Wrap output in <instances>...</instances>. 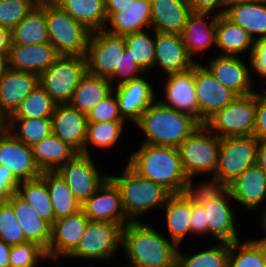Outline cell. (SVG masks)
I'll return each instance as SVG.
<instances>
[{
    "label": "cell",
    "instance_id": "6da1fadb",
    "mask_svg": "<svg viewBox=\"0 0 266 267\" xmlns=\"http://www.w3.org/2000/svg\"><path fill=\"white\" fill-rule=\"evenodd\" d=\"M148 222H129L122 230V252L131 267H176L178 246Z\"/></svg>",
    "mask_w": 266,
    "mask_h": 267
},
{
    "label": "cell",
    "instance_id": "7a4b0ae2",
    "mask_svg": "<svg viewBox=\"0 0 266 267\" xmlns=\"http://www.w3.org/2000/svg\"><path fill=\"white\" fill-rule=\"evenodd\" d=\"M127 164L140 176L162 185L171 194L182 193L187 176L178 149L172 146L139 144Z\"/></svg>",
    "mask_w": 266,
    "mask_h": 267
},
{
    "label": "cell",
    "instance_id": "3957f363",
    "mask_svg": "<svg viewBox=\"0 0 266 267\" xmlns=\"http://www.w3.org/2000/svg\"><path fill=\"white\" fill-rule=\"evenodd\" d=\"M201 124L192 116L156 100L134 124L143 133L140 144L178 147Z\"/></svg>",
    "mask_w": 266,
    "mask_h": 267
},
{
    "label": "cell",
    "instance_id": "277c9868",
    "mask_svg": "<svg viewBox=\"0 0 266 267\" xmlns=\"http://www.w3.org/2000/svg\"><path fill=\"white\" fill-rule=\"evenodd\" d=\"M118 175L109 174L121 192L122 206L130 222H140L144 214L162 210L171 193L162 185L137 174L127 163ZM141 216V217H140Z\"/></svg>",
    "mask_w": 266,
    "mask_h": 267
},
{
    "label": "cell",
    "instance_id": "5b68a950",
    "mask_svg": "<svg viewBox=\"0 0 266 267\" xmlns=\"http://www.w3.org/2000/svg\"><path fill=\"white\" fill-rule=\"evenodd\" d=\"M49 42L60 55L85 57L91 31L53 0H45Z\"/></svg>",
    "mask_w": 266,
    "mask_h": 267
},
{
    "label": "cell",
    "instance_id": "8992f818",
    "mask_svg": "<svg viewBox=\"0 0 266 267\" xmlns=\"http://www.w3.org/2000/svg\"><path fill=\"white\" fill-rule=\"evenodd\" d=\"M220 144L221 138L201 124L177 147L187 178L214 175Z\"/></svg>",
    "mask_w": 266,
    "mask_h": 267
},
{
    "label": "cell",
    "instance_id": "52a82bcc",
    "mask_svg": "<svg viewBox=\"0 0 266 267\" xmlns=\"http://www.w3.org/2000/svg\"><path fill=\"white\" fill-rule=\"evenodd\" d=\"M122 230L117 223L89 221L78 246L67 258L110 261L122 249Z\"/></svg>",
    "mask_w": 266,
    "mask_h": 267
},
{
    "label": "cell",
    "instance_id": "ba28073f",
    "mask_svg": "<svg viewBox=\"0 0 266 267\" xmlns=\"http://www.w3.org/2000/svg\"><path fill=\"white\" fill-rule=\"evenodd\" d=\"M256 118V91L238 96L205 121V126L221 139L253 135Z\"/></svg>",
    "mask_w": 266,
    "mask_h": 267
},
{
    "label": "cell",
    "instance_id": "9c48e42d",
    "mask_svg": "<svg viewBox=\"0 0 266 267\" xmlns=\"http://www.w3.org/2000/svg\"><path fill=\"white\" fill-rule=\"evenodd\" d=\"M86 59L83 56L61 55L46 71L39 75V85L56 104L68 103L86 74Z\"/></svg>",
    "mask_w": 266,
    "mask_h": 267
},
{
    "label": "cell",
    "instance_id": "30bf717a",
    "mask_svg": "<svg viewBox=\"0 0 266 267\" xmlns=\"http://www.w3.org/2000/svg\"><path fill=\"white\" fill-rule=\"evenodd\" d=\"M257 146L258 140L253 135L222 138L214 176L230 184L256 164Z\"/></svg>",
    "mask_w": 266,
    "mask_h": 267
},
{
    "label": "cell",
    "instance_id": "8fae6325",
    "mask_svg": "<svg viewBox=\"0 0 266 267\" xmlns=\"http://www.w3.org/2000/svg\"><path fill=\"white\" fill-rule=\"evenodd\" d=\"M125 47L124 36L93 31L85 55L87 73L109 79L119 67Z\"/></svg>",
    "mask_w": 266,
    "mask_h": 267
},
{
    "label": "cell",
    "instance_id": "7c38bea8",
    "mask_svg": "<svg viewBox=\"0 0 266 267\" xmlns=\"http://www.w3.org/2000/svg\"><path fill=\"white\" fill-rule=\"evenodd\" d=\"M93 155L78 153L56 172L67 183L75 198L83 204L109 176L102 172Z\"/></svg>",
    "mask_w": 266,
    "mask_h": 267
},
{
    "label": "cell",
    "instance_id": "4fadbf2b",
    "mask_svg": "<svg viewBox=\"0 0 266 267\" xmlns=\"http://www.w3.org/2000/svg\"><path fill=\"white\" fill-rule=\"evenodd\" d=\"M194 82L200 124H205L215 112L225 108L238 97L235 92L221 84L202 62L194 65Z\"/></svg>",
    "mask_w": 266,
    "mask_h": 267
},
{
    "label": "cell",
    "instance_id": "5bb4252c",
    "mask_svg": "<svg viewBox=\"0 0 266 267\" xmlns=\"http://www.w3.org/2000/svg\"><path fill=\"white\" fill-rule=\"evenodd\" d=\"M81 209L90 221L117 223L122 227L130 222L123 210L120 189L109 176L81 204Z\"/></svg>",
    "mask_w": 266,
    "mask_h": 267
},
{
    "label": "cell",
    "instance_id": "9a60e30c",
    "mask_svg": "<svg viewBox=\"0 0 266 267\" xmlns=\"http://www.w3.org/2000/svg\"><path fill=\"white\" fill-rule=\"evenodd\" d=\"M244 60L238 56L216 55L211 57L205 66L221 84L238 96H245L254 93L256 89L251 59L249 58L248 63Z\"/></svg>",
    "mask_w": 266,
    "mask_h": 267
},
{
    "label": "cell",
    "instance_id": "2e32d148",
    "mask_svg": "<svg viewBox=\"0 0 266 267\" xmlns=\"http://www.w3.org/2000/svg\"><path fill=\"white\" fill-rule=\"evenodd\" d=\"M152 83L145 74L113 88L120 115L126 122L128 120L134 125L142 113L157 100V92Z\"/></svg>",
    "mask_w": 266,
    "mask_h": 267
},
{
    "label": "cell",
    "instance_id": "e0dca14e",
    "mask_svg": "<svg viewBox=\"0 0 266 267\" xmlns=\"http://www.w3.org/2000/svg\"><path fill=\"white\" fill-rule=\"evenodd\" d=\"M89 221L82 209L55 220L51 227V241L45 251L47 260L59 264L62 257L67 258L78 246Z\"/></svg>",
    "mask_w": 266,
    "mask_h": 267
},
{
    "label": "cell",
    "instance_id": "ac0fdd59",
    "mask_svg": "<svg viewBox=\"0 0 266 267\" xmlns=\"http://www.w3.org/2000/svg\"><path fill=\"white\" fill-rule=\"evenodd\" d=\"M161 79L164 81V85L162 84L164 97L157 98V100L165 106L192 116L199 122L194 66L187 71L169 74Z\"/></svg>",
    "mask_w": 266,
    "mask_h": 267
},
{
    "label": "cell",
    "instance_id": "d6986e66",
    "mask_svg": "<svg viewBox=\"0 0 266 267\" xmlns=\"http://www.w3.org/2000/svg\"><path fill=\"white\" fill-rule=\"evenodd\" d=\"M156 67L166 75L187 71L197 63L187 52L181 34L154 31Z\"/></svg>",
    "mask_w": 266,
    "mask_h": 267
},
{
    "label": "cell",
    "instance_id": "ffe728a7",
    "mask_svg": "<svg viewBox=\"0 0 266 267\" xmlns=\"http://www.w3.org/2000/svg\"><path fill=\"white\" fill-rule=\"evenodd\" d=\"M0 165L11 170L20 182L36 179L42 174L34 160L32 147L17 140L8 131L0 136Z\"/></svg>",
    "mask_w": 266,
    "mask_h": 267
},
{
    "label": "cell",
    "instance_id": "44dd1931",
    "mask_svg": "<svg viewBox=\"0 0 266 267\" xmlns=\"http://www.w3.org/2000/svg\"><path fill=\"white\" fill-rule=\"evenodd\" d=\"M232 200L230 191H228L224 196L203 205L206 223H208V235L213 240L216 239V242L232 243L240 240V234L236 228L238 226L235 224L239 215L232 208Z\"/></svg>",
    "mask_w": 266,
    "mask_h": 267
},
{
    "label": "cell",
    "instance_id": "7402d4cb",
    "mask_svg": "<svg viewBox=\"0 0 266 267\" xmlns=\"http://www.w3.org/2000/svg\"><path fill=\"white\" fill-rule=\"evenodd\" d=\"M87 117L68 103L56 104L51 116L52 133L84 154Z\"/></svg>",
    "mask_w": 266,
    "mask_h": 267
},
{
    "label": "cell",
    "instance_id": "603a6c76",
    "mask_svg": "<svg viewBox=\"0 0 266 267\" xmlns=\"http://www.w3.org/2000/svg\"><path fill=\"white\" fill-rule=\"evenodd\" d=\"M60 56L50 42L35 45L11 44L8 68L40 75Z\"/></svg>",
    "mask_w": 266,
    "mask_h": 267
},
{
    "label": "cell",
    "instance_id": "cb8c5ba5",
    "mask_svg": "<svg viewBox=\"0 0 266 267\" xmlns=\"http://www.w3.org/2000/svg\"><path fill=\"white\" fill-rule=\"evenodd\" d=\"M217 18L218 16L211 13L191 12L189 14L181 37L192 58L205 54L210 47L216 48Z\"/></svg>",
    "mask_w": 266,
    "mask_h": 267
},
{
    "label": "cell",
    "instance_id": "d4e9b609",
    "mask_svg": "<svg viewBox=\"0 0 266 267\" xmlns=\"http://www.w3.org/2000/svg\"><path fill=\"white\" fill-rule=\"evenodd\" d=\"M39 84V75L8 68L0 75V112L8 119Z\"/></svg>",
    "mask_w": 266,
    "mask_h": 267
},
{
    "label": "cell",
    "instance_id": "484cf974",
    "mask_svg": "<svg viewBox=\"0 0 266 267\" xmlns=\"http://www.w3.org/2000/svg\"><path fill=\"white\" fill-rule=\"evenodd\" d=\"M229 191L233 202L255 213L266 202V175L254 164L229 184Z\"/></svg>",
    "mask_w": 266,
    "mask_h": 267
},
{
    "label": "cell",
    "instance_id": "4316f807",
    "mask_svg": "<svg viewBox=\"0 0 266 267\" xmlns=\"http://www.w3.org/2000/svg\"><path fill=\"white\" fill-rule=\"evenodd\" d=\"M106 13L104 30L110 34L126 36L151 29V0H135L125 11Z\"/></svg>",
    "mask_w": 266,
    "mask_h": 267
},
{
    "label": "cell",
    "instance_id": "83f0119b",
    "mask_svg": "<svg viewBox=\"0 0 266 267\" xmlns=\"http://www.w3.org/2000/svg\"><path fill=\"white\" fill-rule=\"evenodd\" d=\"M224 16L243 28L254 41L266 39V0L228 3Z\"/></svg>",
    "mask_w": 266,
    "mask_h": 267
},
{
    "label": "cell",
    "instance_id": "f1b7e54d",
    "mask_svg": "<svg viewBox=\"0 0 266 267\" xmlns=\"http://www.w3.org/2000/svg\"><path fill=\"white\" fill-rule=\"evenodd\" d=\"M190 13L188 0H151V29L181 34Z\"/></svg>",
    "mask_w": 266,
    "mask_h": 267
},
{
    "label": "cell",
    "instance_id": "f546056e",
    "mask_svg": "<svg viewBox=\"0 0 266 267\" xmlns=\"http://www.w3.org/2000/svg\"><path fill=\"white\" fill-rule=\"evenodd\" d=\"M6 202L13 208L25 239L37 243L46 251L51 241L52 226L40 218L29 203L17 193H13Z\"/></svg>",
    "mask_w": 266,
    "mask_h": 267
},
{
    "label": "cell",
    "instance_id": "4dcf8cb0",
    "mask_svg": "<svg viewBox=\"0 0 266 267\" xmlns=\"http://www.w3.org/2000/svg\"><path fill=\"white\" fill-rule=\"evenodd\" d=\"M254 40L240 26L232 23L224 15H219L216 23V48L221 56H238L253 52ZM248 51V52H247Z\"/></svg>",
    "mask_w": 266,
    "mask_h": 267
},
{
    "label": "cell",
    "instance_id": "1f68e13d",
    "mask_svg": "<svg viewBox=\"0 0 266 267\" xmlns=\"http://www.w3.org/2000/svg\"><path fill=\"white\" fill-rule=\"evenodd\" d=\"M166 228L165 235L177 246L191 234V202L182 194H171L163 206Z\"/></svg>",
    "mask_w": 266,
    "mask_h": 267
},
{
    "label": "cell",
    "instance_id": "d6a6232c",
    "mask_svg": "<svg viewBox=\"0 0 266 267\" xmlns=\"http://www.w3.org/2000/svg\"><path fill=\"white\" fill-rule=\"evenodd\" d=\"M113 90L108 78L93 76L86 72L74 90L68 104L86 116Z\"/></svg>",
    "mask_w": 266,
    "mask_h": 267
},
{
    "label": "cell",
    "instance_id": "836d02e7",
    "mask_svg": "<svg viewBox=\"0 0 266 267\" xmlns=\"http://www.w3.org/2000/svg\"><path fill=\"white\" fill-rule=\"evenodd\" d=\"M32 152L34 160L42 172L56 171L78 154L74 148L53 133L32 146Z\"/></svg>",
    "mask_w": 266,
    "mask_h": 267
},
{
    "label": "cell",
    "instance_id": "e575fe53",
    "mask_svg": "<svg viewBox=\"0 0 266 267\" xmlns=\"http://www.w3.org/2000/svg\"><path fill=\"white\" fill-rule=\"evenodd\" d=\"M12 43L35 45L49 42L45 19V0L39 3L12 30Z\"/></svg>",
    "mask_w": 266,
    "mask_h": 267
},
{
    "label": "cell",
    "instance_id": "d590c367",
    "mask_svg": "<svg viewBox=\"0 0 266 267\" xmlns=\"http://www.w3.org/2000/svg\"><path fill=\"white\" fill-rule=\"evenodd\" d=\"M91 32L104 30L107 13L104 0H53Z\"/></svg>",
    "mask_w": 266,
    "mask_h": 267
},
{
    "label": "cell",
    "instance_id": "8d00e7d4",
    "mask_svg": "<svg viewBox=\"0 0 266 267\" xmlns=\"http://www.w3.org/2000/svg\"><path fill=\"white\" fill-rule=\"evenodd\" d=\"M40 177L45 181L49 190L55 220L81 210V203L56 171H43Z\"/></svg>",
    "mask_w": 266,
    "mask_h": 267
},
{
    "label": "cell",
    "instance_id": "74e56055",
    "mask_svg": "<svg viewBox=\"0 0 266 267\" xmlns=\"http://www.w3.org/2000/svg\"><path fill=\"white\" fill-rule=\"evenodd\" d=\"M125 125H127L126 121L87 123L84 154L91 155L92 146L98 151L102 150V153L103 150L105 152V150L119 146L118 142H121V137L125 135L124 130L128 128Z\"/></svg>",
    "mask_w": 266,
    "mask_h": 267
},
{
    "label": "cell",
    "instance_id": "f35d334b",
    "mask_svg": "<svg viewBox=\"0 0 266 267\" xmlns=\"http://www.w3.org/2000/svg\"><path fill=\"white\" fill-rule=\"evenodd\" d=\"M16 193L29 203L40 218L51 226L54 224L55 215L50 193L41 177L20 182Z\"/></svg>",
    "mask_w": 266,
    "mask_h": 267
},
{
    "label": "cell",
    "instance_id": "ab89813d",
    "mask_svg": "<svg viewBox=\"0 0 266 267\" xmlns=\"http://www.w3.org/2000/svg\"><path fill=\"white\" fill-rule=\"evenodd\" d=\"M177 249L176 267H227L229 256V243L216 242V244L189 255ZM201 251V252H200Z\"/></svg>",
    "mask_w": 266,
    "mask_h": 267
},
{
    "label": "cell",
    "instance_id": "60d3db41",
    "mask_svg": "<svg viewBox=\"0 0 266 267\" xmlns=\"http://www.w3.org/2000/svg\"><path fill=\"white\" fill-rule=\"evenodd\" d=\"M7 131L32 147L52 134L51 118H8Z\"/></svg>",
    "mask_w": 266,
    "mask_h": 267
},
{
    "label": "cell",
    "instance_id": "b9f144b4",
    "mask_svg": "<svg viewBox=\"0 0 266 267\" xmlns=\"http://www.w3.org/2000/svg\"><path fill=\"white\" fill-rule=\"evenodd\" d=\"M227 267H266V246L256 238L229 243Z\"/></svg>",
    "mask_w": 266,
    "mask_h": 267
},
{
    "label": "cell",
    "instance_id": "7bdbcfd3",
    "mask_svg": "<svg viewBox=\"0 0 266 267\" xmlns=\"http://www.w3.org/2000/svg\"><path fill=\"white\" fill-rule=\"evenodd\" d=\"M205 178L203 182L197 181L196 176L187 178L184 183L182 194L192 203L204 205L212 200L224 196L229 191V184L214 175ZM195 179V181L193 180ZM209 180V181H208ZM194 183H197L194 185Z\"/></svg>",
    "mask_w": 266,
    "mask_h": 267
},
{
    "label": "cell",
    "instance_id": "ee69618b",
    "mask_svg": "<svg viewBox=\"0 0 266 267\" xmlns=\"http://www.w3.org/2000/svg\"><path fill=\"white\" fill-rule=\"evenodd\" d=\"M124 41L126 48L130 50V55L133 59H136V62L146 74L152 69L154 70L155 44L153 29L126 35L124 36Z\"/></svg>",
    "mask_w": 266,
    "mask_h": 267
},
{
    "label": "cell",
    "instance_id": "f6af8a7d",
    "mask_svg": "<svg viewBox=\"0 0 266 267\" xmlns=\"http://www.w3.org/2000/svg\"><path fill=\"white\" fill-rule=\"evenodd\" d=\"M56 103L38 84L9 118H51Z\"/></svg>",
    "mask_w": 266,
    "mask_h": 267
},
{
    "label": "cell",
    "instance_id": "bcb514c9",
    "mask_svg": "<svg viewBox=\"0 0 266 267\" xmlns=\"http://www.w3.org/2000/svg\"><path fill=\"white\" fill-rule=\"evenodd\" d=\"M47 261L45 250L35 242L11 246L9 267H39L41 261ZM41 260V261H40Z\"/></svg>",
    "mask_w": 266,
    "mask_h": 267
},
{
    "label": "cell",
    "instance_id": "7dc6e473",
    "mask_svg": "<svg viewBox=\"0 0 266 267\" xmlns=\"http://www.w3.org/2000/svg\"><path fill=\"white\" fill-rule=\"evenodd\" d=\"M0 239L11 246L28 242L13 208L6 201H0Z\"/></svg>",
    "mask_w": 266,
    "mask_h": 267
},
{
    "label": "cell",
    "instance_id": "c3c4849f",
    "mask_svg": "<svg viewBox=\"0 0 266 267\" xmlns=\"http://www.w3.org/2000/svg\"><path fill=\"white\" fill-rule=\"evenodd\" d=\"M40 0H0V26L12 30Z\"/></svg>",
    "mask_w": 266,
    "mask_h": 267
},
{
    "label": "cell",
    "instance_id": "681fc988",
    "mask_svg": "<svg viewBox=\"0 0 266 267\" xmlns=\"http://www.w3.org/2000/svg\"><path fill=\"white\" fill-rule=\"evenodd\" d=\"M146 72L138 65L136 59L130 55V50L125 47L121 56L119 67H116L114 74L109 78L112 87H116L132 79L143 76ZM142 74V75H140ZM115 83V84H114Z\"/></svg>",
    "mask_w": 266,
    "mask_h": 267
},
{
    "label": "cell",
    "instance_id": "f907efd6",
    "mask_svg": "<svg viewBox=\"0 0 266 267\" xmlns=\"http://www.w3.org/2000/svg\"><path fill=\"white\" fill-rule=\"evenodd\" d=\"M86 117L88 123L125 121L120 115L118 101L113 91L94 106Z\"/></svg>",
    "mask_w": 266,
    "mask_h": 267
},
{
    "label": "cell",
    "instance_id": "816d5d0a",
    "mask_svg": "<svg viewBox=\"0 0 266 267\" xmlns=\"http://www.w3.org/2000/svg\"><path fill=\"white\" fill-rule=\"evenodd\" d=\"M256 89V118L253 136L257 140L266 139V89Z\"/></svg>",
    "mask_w": 266,
    "mask_h": 267
},
{
    "label": "cell",
    "instance_id": "f5cc1de1",
    "mask_svg": "<svg viewBox=\"0 0 266 267\" xmlns=\"http://www.w3.org/2000/svg\"><path fill=\"white\" fill-rule=\"evenodd\" d=\"M252 75L256 73L260 81L266 79V39H259L254 41L253 52L250 57ZM266 84V80L264 82Z\"/></svg>",
    "mask_w": 266,
    "mask_h": 267
},
{
    "label": "cell",
    "instance_id": "db71d44e",
    "mask_svg": "<svg viewBox=\"0 0 266 267\" xmlns=\"http://www.w3.org/2000/svg\"><path fill=\"white\" fill-rule=\"evenodd\" d=\"M191 12L224 15L227 0H188Z\"/></svg>",
    "mask_w": 266,
    "mask_h": 267
},
{
    "label": "cell",
    "instance_id": "11a10c76",
    "mask_svg": "<svg viewBox=\"0 0 266 267\" xmlns=\"http://www.w3.org/2000/svg\"><path fill=\"white\" fill-rule=\"evenodd\" d=\"M191 235H208V223H206L205 209L203 205L191 202Z\"/></svg>",
    "mask_w": 266,
    "mask_h": 267
},
{
    "label": "cell",
    "instance_id": "9f6ffc18",
    "mask_svg": "<svg viewBox=\"0 0 266 267\" xmlns=\"http://www.w3.org/2000/svg\"><path fill=\"white\" fill-rule=\"evenodd\" d=\"M20 181L13 175L12 171L0 165V201H7L16 193Z\"/></svg>",
    "mask_w": 266,
    "mask_h": 267
},
{
    "label": "cell",
    "instance_id": "6f0895ef",
    "mask_svg": "<svg viewBox=\"0 0 266 267\" xmlns=\"http://www.w3.org/2000/svg\"><path fill=\"white\" fill-rule=\"evenodd\" d=\"M12 43L11 30L0 26V56H8Z\"/></svg>",
    "mask_w": 266,
    "mask_h": 267
},
{
    "label": "cell",
    "instance_id": "680465c9",
    "mask_svg": "<svg viewBox=\"0 0 266 267\" xmlns=\"http://www.w3.org/2000/svg\"><path fill=\"white\" fill-rule=\"evenodd\" d=\"M135 0H104L106 12L125 11Z\"/></svg>",
    "mask_w": 266,
    "mask_h": 267
},
{
    "label": "cell",
    "instance_id": "91938a15",
    "mask_svg": "<svg viewBox=\"0 0 266 267\" xmlns=\"http://www.w3.org/2000/svg\"><path fill=\"white\" fill-rule=\"evenodd\" d=\"M256 164L266 175V139L258 140Z\"/></svg>",
    "mask_w": 266,
    "mask_h": 267
},
{
    "label": "cell",
    "instance_id": "94428289",
    "mask_svg": "<svg viewBox=\"0 0 266 267\" xmlns=\"http://www.w3.org/2000/svg\"><path fill=\"white\" fill-rule=\"evenodd\" d=\"M11 245L0 239V267H9Z\"/></svg>",
    "mask_w": 266,
    "mask_h": 267
},
{
    "label": "cell",
    "instance_id": "6125c7cd",
    "mask_svg": "<svg viewBox=\"0 0 266 267\" xmlns=\"http://www.w3.org/2000/svg\"><path fill=\"white\" fill-rule=\"evenodd\" d=\"M262 207H265L264 209H263V212H261L260 211V217H258L259 218V224L261 225V226H259V227H262L261 228V232L263 231L264 232V234L263 235H265V236H263L262 235V237L261 238H256L258 241H262L263 239H264V237H266V204H265V206H262ZM262 213V214H261Z\"/></svg>",
    "mask_w": 266,
    "mask_h": 267
},
{
    "label": "cell",
    "instance_id": "be15d7a7",
    "mask_svg": "<svg viewBox=\"0 0 266 267\" xmlns=\"http://www.w3.org/2000/svg\"><path fill=\"white\" fill-rule=\"evenodd\" d=\"M8 119L0 112V136L7 131Z\"/></svg>",
    "mask_w": 266,
    "mask_h": 267
},
{
    "label": "cell",
    "instance_id": "e7e4bbea",
    "mask_svg": "<svg viewBox=\"0 0 266 267\" xmlns=\"http://www.w3.org/2000/svg\"><path fill=\"white\" fill-rule=\"evenodd\" d=\"M8 69V56H0V75H3Z\"/></svg>",
    "mask_w": 266,
    "mask_h": 267
},
{
    "label": "cell",
    "instance_id": "03108f58",
    "mask_svg": "<svg viewBox=\"0 0 266 267\" xmlns=\"http://www.w3.org/2000/svg\"><path fill=\"white\" fill-rule=\"evenodd\" d=\"M228 3L232 2H253V1H264V0H227Z\"/></svg>",
    "mask_w": 266,
    "mask_h": 267
},
{
    "label": "cell",
    "instance_id": "003e7915",
    "mask_svg": "<svg viewBox=\"0 0 266 267\" xmlns=\"http://www.w3.org/2000/svg\"><path fill=\"white\" fill-rule=\"evenodd\" d=\"M262 242H263L264 245L266 246V237H264V239L262 240Z\"/></svg>",
    "mask_w": 266,
    "mask_h": 267
},
{
    "label": "cell",
    "instance_id": "a7ac6f4b",
    "mask_svg": "<svg viewBox=\"0 0 266 267\" xmlns=\"http://www.w3.org/2000/svg\"><path fill=\"white\" fill-rule=\"evenodd\" d=\"M112 267H113V266H112ZM115 267H118V266H115ZM120 267H121V265H120ZM122 267H131V266H128V265L125 264V266H122Z\"/></svg>",
    "mask_w": 266,
    "mask_h": 267
}]
</instances>
